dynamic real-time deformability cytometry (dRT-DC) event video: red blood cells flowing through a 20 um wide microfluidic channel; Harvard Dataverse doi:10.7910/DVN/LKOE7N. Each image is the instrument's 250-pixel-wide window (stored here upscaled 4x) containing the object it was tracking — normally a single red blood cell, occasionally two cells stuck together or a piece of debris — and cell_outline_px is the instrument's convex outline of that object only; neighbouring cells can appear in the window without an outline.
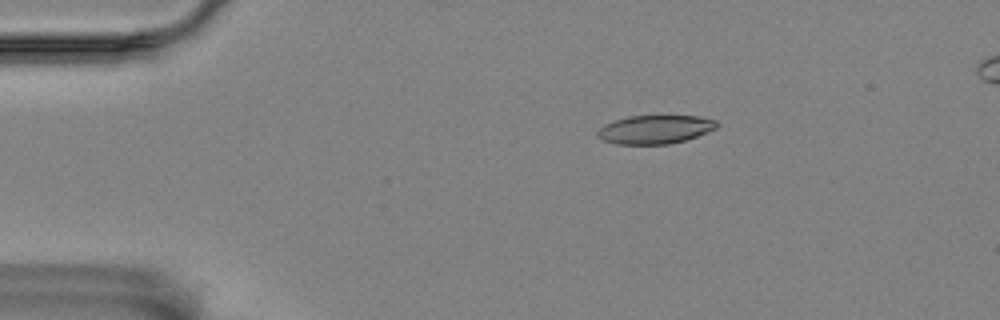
{"species": "Egyptian fruit bat (a non-hibernating species)", "species_latin": "Rousettus aegyptiacus", "temperature_condition": "room temperature", "stored_images_in_passage": 5, "camera_frame_rate_fps": 3000, "um_per_image_px": 0.085, "animal": {"sex": "female"}, "frame": {"image": 1, "passage_image": 3, "time_ms": 0.667, "image_size_px": [1000, 320], "cell_outline_px": [[720, 124], [716, 128], [696, 136], [684, 140], [668, 144], [616, 144], [604, 140], [596, 136], [596, 132], [604, 124], [628, 116], [700, 116], [716, 120]], "centroid_in_image_um": [55.67, 11.0], "position_along_channel_um": 29.3, "area_um2": 19.77}}